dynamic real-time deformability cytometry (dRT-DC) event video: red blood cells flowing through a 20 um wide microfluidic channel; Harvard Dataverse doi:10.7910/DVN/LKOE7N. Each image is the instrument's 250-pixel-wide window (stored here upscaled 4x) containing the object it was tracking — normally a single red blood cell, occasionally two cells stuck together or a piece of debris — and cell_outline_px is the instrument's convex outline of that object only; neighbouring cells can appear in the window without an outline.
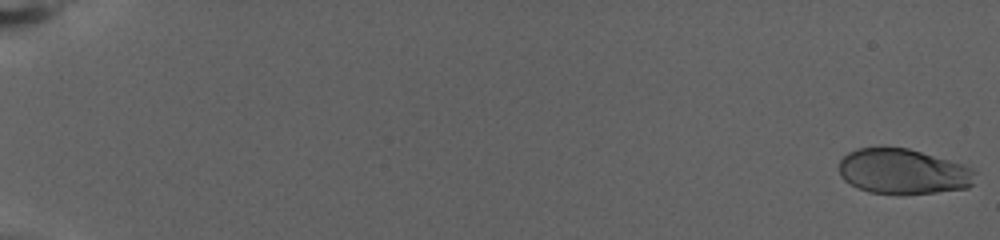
{"species": "human", "species_latin": "Homo sapiens", "temperature_condition": "warm", "stored_images_in_passage": 77, "camera_frame_rate_fps": 3000, "um_per_image_px": 0.085, "donor": {"sex": "female"}, "frame": {"image": 1, "passage_image": 1, "time_ms": 0.0, "image_size_px": [1000, 240], "cell_outline_px": [[976, 172], [972, 184], [968, 188], [936, 192], [868, 192], [856, 188], [844, 180], [840, 176], [840, 160], [848, 152], [856, 148], [908, 148], [948, 160], [972, 168]], "centroid_in_image_um": [76.74, 14.56], "position_along_channel_um": 8.3, "area_um2": 35.2}}
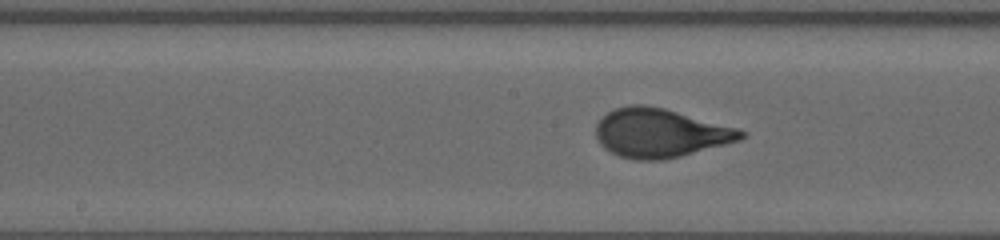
{"frame": {"image": 2, "passage_image": 43, "time_ms": 14.0, "image_size_px": [1000, 240], "cell_outline_px": [[748, 136], [740, 140], [680, 156], [664, 160], [636, 160], [620, 156], [604, 148], [600, 144], [596, 136], [596, 124], [608, 112], [616, 108], [628, 104], [644, 104], [664, 108], [736, 128], [748, 132]], "centroid_in_image_um": [56.11, 11.3], "position_along_channel_um": 192.1, "area_um2": 41.1}}
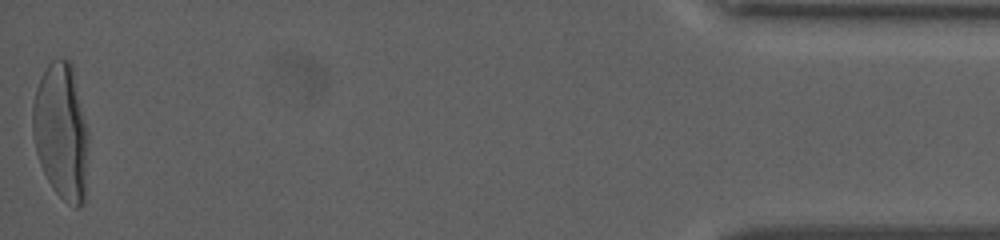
{"frame": {"image": 3, "passage_image": 77, "time_ms": 25.333, "image_size_px": [1000, 240], "cell_outline_px": [[88, 140], [84, 204], [80, 208], [76, 208], [68, 204], [52, 188], [40, 164], [36, 152], [32, 132], [32, 108], [36, 88], [48, 64], [52, 60], [68, 60], [72, 64], [88, 132]], "centroid_in_image_um": [5.2, 11.22], "position_along_channel_um": 430.0, "area_um2": 44.16}, "authors_computed_cell_mechanics": {"area_um2": 38.6104, "velocity_mm_per_s": 2.8036, "shape_relaxation_time_tau1_ms": 5.5092, "shape_relaxation_time_tau2_ms": null, "deformation_change_tau1": 0.2425, "deformation_change_tau2": null}}